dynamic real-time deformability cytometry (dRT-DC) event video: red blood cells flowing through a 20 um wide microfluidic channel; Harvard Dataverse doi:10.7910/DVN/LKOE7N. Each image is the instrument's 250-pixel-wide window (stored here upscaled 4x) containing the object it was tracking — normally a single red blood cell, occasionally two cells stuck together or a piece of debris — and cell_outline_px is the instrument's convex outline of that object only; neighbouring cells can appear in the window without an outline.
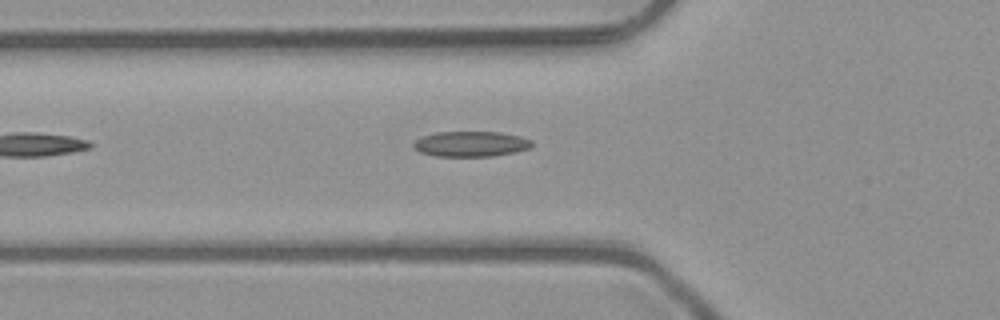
{"species": "common noctule bat (a hibernating species)", "species_latin": "Nyctalus noctula", "temperature_condition": "room temperature", "stored_images_in_passage": 2, "camera_frame_rate_fps": 3000, "um_per_image_px": 0.085, "animal": {"sex": "male", "body_mass_g": 23.1, "forearm_length_mm": 52.7}, "frame": {"image": 1, "passage_image": 2, "time_ms": 0.333, "image_size_px": [1000, 320], "cell_outline_px": [[532, 148], [516, 152], [496, 156], [436, 156], [420, 152], [412, 144], [416, 140], [424, 136], [436, 132], [500, 132], [520, 136], [532, 140]], "centroid_in_image_um": [40.08, 12.24], "position_along_channel_um": 85.7, "area_um2": 17.51}}